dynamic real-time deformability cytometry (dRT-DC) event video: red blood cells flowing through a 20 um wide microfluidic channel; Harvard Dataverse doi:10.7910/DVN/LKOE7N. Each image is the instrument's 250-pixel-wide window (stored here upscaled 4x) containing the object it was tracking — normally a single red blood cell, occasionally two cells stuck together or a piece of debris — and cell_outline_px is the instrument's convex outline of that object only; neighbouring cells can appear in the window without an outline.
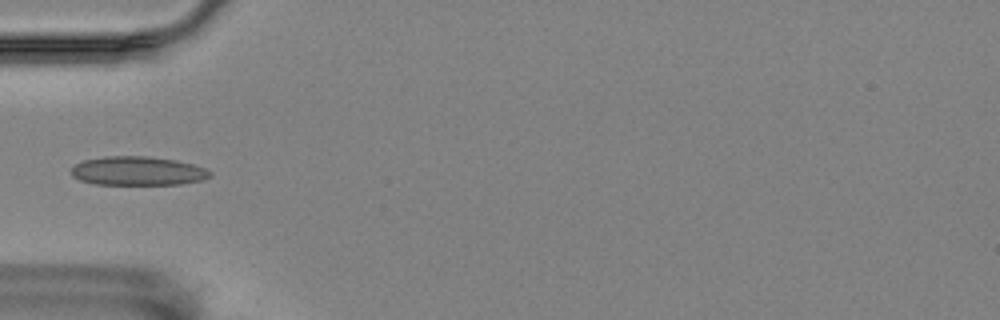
{"species": "Egyptian fruit bat (a non-hibernating species)", "species_latin": "Rousettus aegyptiacus", "temperature_condition": "room temperature", "stored_images_in_passage": 8, "camera_frame_rate_fps": 3000, "um_per_image_px": 0.085, "animal": {"sex": "female"}, "frame": {"image": 1, "passage_image": 2, "time_ms": 0.333, "image_size_px": [1000, 320], "cell_outline_px": [[212, 176], [204, 180], [180, 184], [92, 184], [80, 180], [72, 176], [72, 168], [76, 164], [84, 160], [104, 156], [148, 156], [176, 160], [208, 168], [212, 172]], "centroid_in_image_um": [11.75, 14.53], "position_along_channel_um": 73.2, "area_um2": 23.52}}
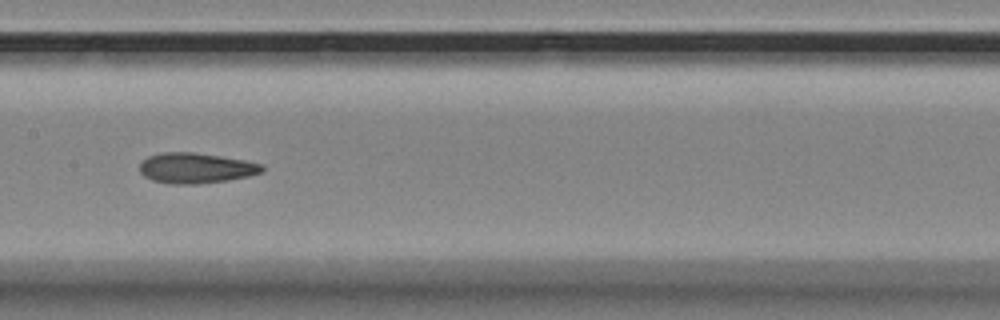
{"frame": {"image": 2, "passage_image": 5, "time_ms": 1.333, "image_size_px": [1000, 320], "cell_outline_px": [[264, 172], [248, 176], [228, 180], [196, 184], [172, 184], [152, 180], [144, 176], [140, 172], [140, 164], [148, 156], [160, 152], [196, 152], [244, 160], [264, 164]], "centroid_in_image_um": [16.66, 14.28], "position_along_channel_um": 190.7, "area_um2": 21.79}}
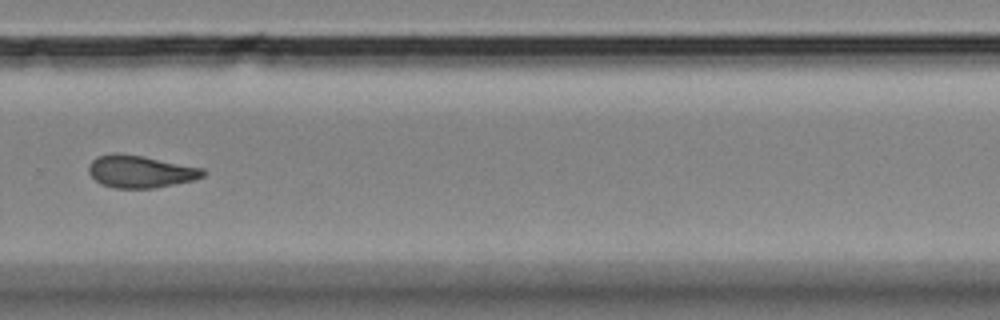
{"frame": {"image": 3, "passage_image": 8, "time_ms": 2.333, "image_size_px": [1000, 320], "cell_outline_px": [[208, 172], [204, 176], [196, 180], [152, 188], [112, 188], [100, 184], [88, 172], [88, 164], [96, 156], [140, 156], [204, 168]], "centroid_in_image_um": [11.99, 14.63], "position_along_channel_um": 317.8, "area_um2": 21.04}}